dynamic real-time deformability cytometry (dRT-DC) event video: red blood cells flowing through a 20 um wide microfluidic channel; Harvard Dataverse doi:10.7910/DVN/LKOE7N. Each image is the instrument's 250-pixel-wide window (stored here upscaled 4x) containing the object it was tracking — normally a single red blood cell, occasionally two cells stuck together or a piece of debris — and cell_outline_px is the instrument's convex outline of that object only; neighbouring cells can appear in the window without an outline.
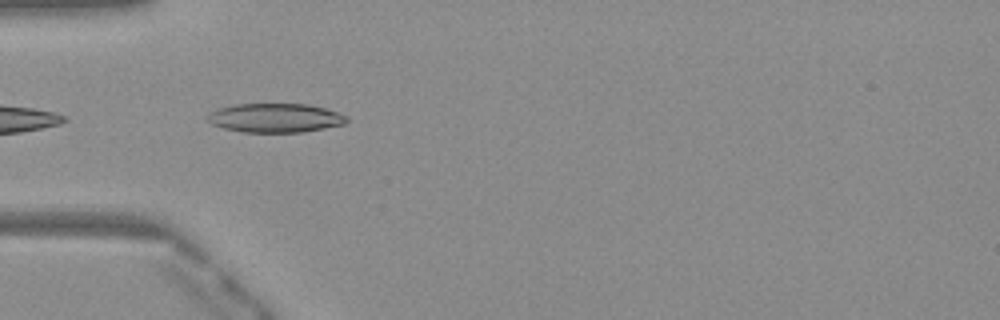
{"species": "Egyptian fruit bat (a non-hibernating species)", "species_latin": "Rousettus aegyptiacus", "temperature_condition": "warm", "stored_images_in_passage": 10, "camera_frame_rate_fps": 3000, "um_per_image_px": 0.085, "frame": {"image": 1, "passage_image": 1, "time_ms": 0.0, "image_size_px": [1000, 320], "cell_outline_px": [[348, 120], [344, 124], [324, 128], [300, 132], [244, 132], [224, 128], [212, 124], [204, 120], [204, 116], [208, 112], [220, 108], [236, 104], [308, 104], [324, 108], [348, 116]], "centroid_in_image_um": [23.34, 10.02], "position_along_channel_um": 61.7, "area_um2": 23.58}}
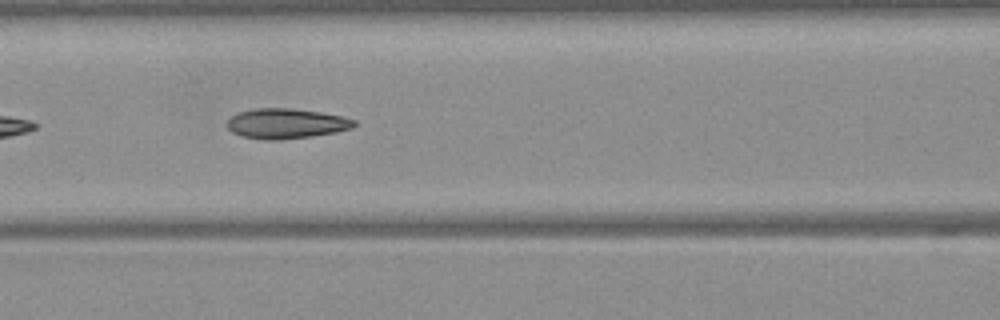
{"frame": {"image": 2, "passage_image": 7, "time_ms": 2.0, "image_size_px": [1000, 320], "cell_outline_px": [[356, 124], [352, 128], [336, 132], [312, 136], [280, 140], [264, 140], [240, 136], [232, 132], [228, 128], [228, 120], [232, 116], [240, 112], [256, 108], [292, 108], [320, 112], [340, 116], [356, 120]], "centroid_in_image_um": [24.32, 10.51], "position_along_channel_um": 142.3, "area_um2": 22.25}}